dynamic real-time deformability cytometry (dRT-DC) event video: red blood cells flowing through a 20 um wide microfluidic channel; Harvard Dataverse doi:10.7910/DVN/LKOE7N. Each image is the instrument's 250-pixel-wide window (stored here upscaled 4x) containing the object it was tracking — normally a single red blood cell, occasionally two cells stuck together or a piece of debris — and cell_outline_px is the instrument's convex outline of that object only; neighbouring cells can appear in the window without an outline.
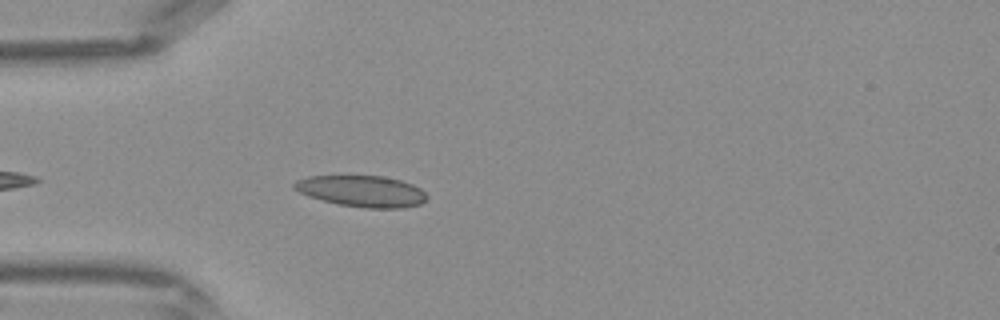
{"species": "Egyptian fruit bat (a non-hibernating species)", "species_latin": "Rousettus aegyptiacus", "temperature_condition": "warm", "stored_images_in_passage": 29, "camera_frame_rate_fps": 3000, "um_per_image_px": 0.085, "frame": {"image": 1, "passage_image": 3, "time_ms": 0.667, "image_size_px": [1000, 320], "cell_outline_px": [[428, 196], [420, 204], [404, 208], [364, 208], [340, 204], [308, 196], [292, 188], [292, 184], [296, 180], [308, 176], [384, 176], [400, 180], [412, 184], [420, 188]], "centroid_in_image_um": [30.75, 16.24], "position_along_channel_um": 54.2, "area_um2": 24.1}}
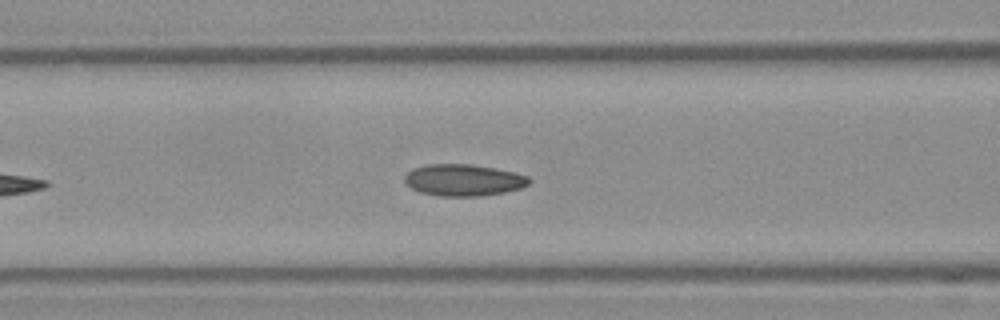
{"frame": {"image": 2, "passage_image": 8, "time_ms": 2.333, "image_size_px": [1000, 320], "cell_outline_px": [[532, 180], [528, 184], [520, 188], [504, 192], [484, 196], [440, 196], [420, 192], [404, 184], [404, 176], [412, 168], [428, 164], [472, 164], [496, 168], [516, 172], [528, 176]], "centroid_in_image_um": [39.39, 15.3], "position_along_channel_um": 127.2, "area_um2": 23.24}}
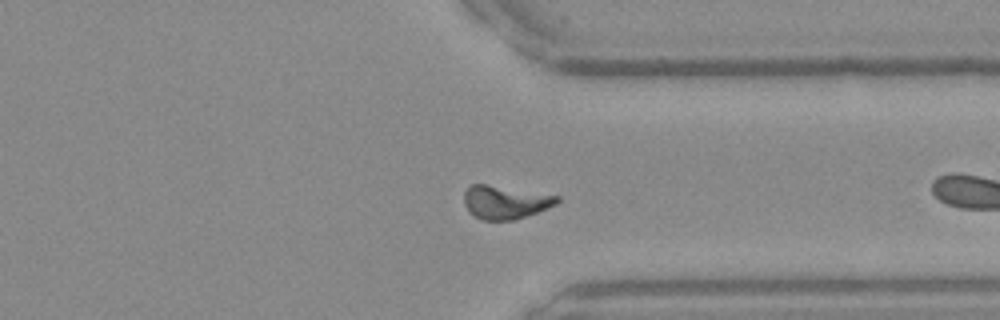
{"frame": {"image": 3, "passage_image": 18, "time_ms": 5.667, "image_size_px": [1000, 320], "cell_outline_px": [[560, 200], [556, 204], [548, 208], [512, 220], [484, 220], [468, 212], [464, 204], [464, 192], [472, 184], [488, 184], [560, 196]], "centroid_in_image_um": [42.93, 17.17], "position_along_channel_um": 368.5, "area_um2": 17.92}}